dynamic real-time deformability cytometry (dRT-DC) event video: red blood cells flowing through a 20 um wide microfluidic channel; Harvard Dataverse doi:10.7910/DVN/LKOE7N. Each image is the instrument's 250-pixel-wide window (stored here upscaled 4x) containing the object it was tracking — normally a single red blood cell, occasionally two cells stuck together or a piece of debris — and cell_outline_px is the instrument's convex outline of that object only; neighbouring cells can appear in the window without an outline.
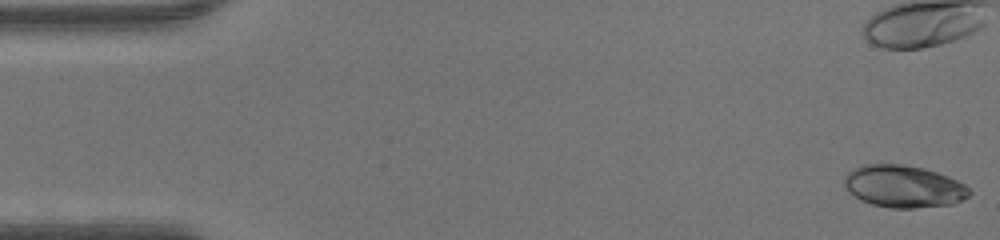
{"species": "human", "species_latin": "Homo sapiens", "temperature_condition": "warm", "stored_images_in_passage": 47, "camera_frame_rate_fps": 3000, "um_per_image_px": 0.085, "donor": {"sex": "male"}, "frame": {"image": 1, "passage_image": 1, "time_ms": 0.0, "image_size_px": [1000, 240], "cell_outline_px": [[972, 192], [968, 196], [952, 204], [912, 208], [888, 208], [872, 204], [860, 200], [848, 192], [844, 188], [844, 176], [852, 168], [864, 164], [900, 164], [924, 168], [948, 176], [964, 184]], "centroid_in_image_um": [76.75, 15.84], "position_along_channel_um": 8.2, "area_um2": 30.87}}